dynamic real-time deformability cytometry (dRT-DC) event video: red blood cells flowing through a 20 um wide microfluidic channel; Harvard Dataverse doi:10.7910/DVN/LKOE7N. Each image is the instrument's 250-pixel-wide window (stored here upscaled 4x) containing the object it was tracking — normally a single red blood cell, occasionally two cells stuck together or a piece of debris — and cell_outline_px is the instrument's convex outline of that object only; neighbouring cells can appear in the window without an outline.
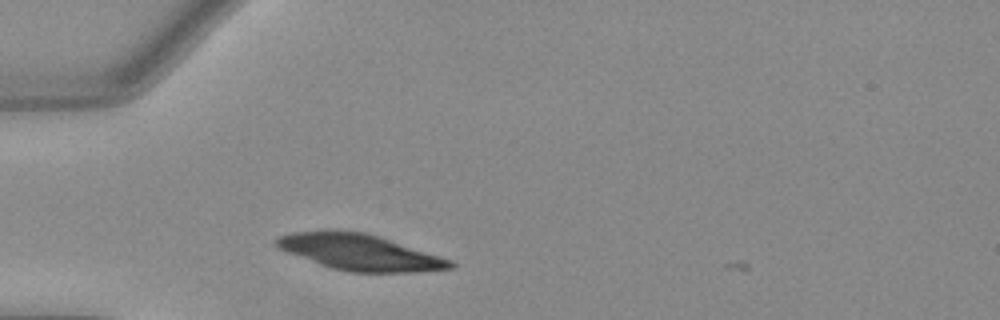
{"species": "Egyptian fruit bat (a non-hibernating species)", "species_latin": "Rousettus aegyptiacus", "temperature_condition": "warm", "stored_images_in_passage": 2, "camera_frame_rate_fps": 3000, "um_per_image_px": 0.085, "animal": {"sex": "female"}, "frame": {"image": 1, "passage_image": 1, "time_ms": 0.0, "image_size_px": [1000, 320], "cell_outline_px": [[456, 268], [420, 272], [348, 272], [332, 268], [320, 264], [276, 248], [276, 240], [280, 236], [292, 232], [368, 232], [452, 260], [456, 264]], "centroid_in_image_um": [30.67, 21.47], "position_along_channel_um": 54.3, "area_um2": 35.95}}